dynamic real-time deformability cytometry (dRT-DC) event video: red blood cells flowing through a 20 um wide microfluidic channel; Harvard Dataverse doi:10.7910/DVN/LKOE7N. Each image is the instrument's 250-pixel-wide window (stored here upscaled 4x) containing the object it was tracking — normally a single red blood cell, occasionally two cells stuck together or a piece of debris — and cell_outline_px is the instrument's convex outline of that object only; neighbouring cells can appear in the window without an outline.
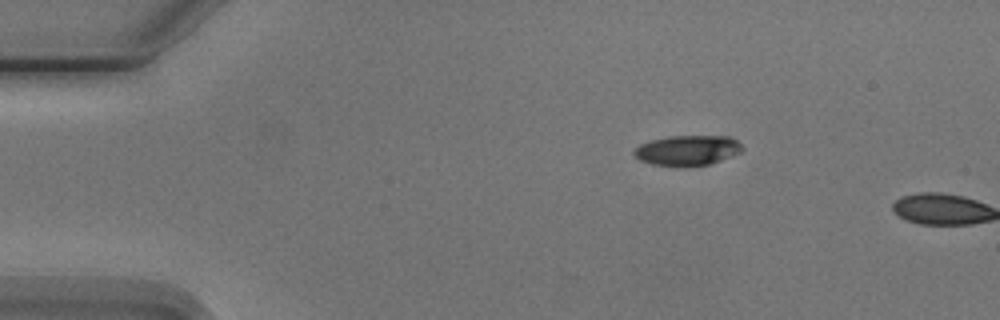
{"species": "Egyptian fruit bat (a non-hibernating species)", "species_latin": "Rousettus aegyptiacus", "temperature_condition": "cold", "stored_images_in_passage": 3, "camera_frame_rate_fps": 3000, "um_per_image_px": 0.085, "animal": {"sex": "male"}, "frame": {"image": 1, "passage_image": 2, "time_ms": 1.333, "image_size_px": [1000, 320], "cell_outline_px": [[744, 148], [740, 152], [732, 156], [708, 164], [652, 164], [640, 160], [632, 152], [640, 144], [652, 140], [672, 136], [728, 136], [736, 140]], "centroid_in_image_um": [58.46, 12.74], "position_along_channel_um": 26.5, "area_um2": 18.26}}